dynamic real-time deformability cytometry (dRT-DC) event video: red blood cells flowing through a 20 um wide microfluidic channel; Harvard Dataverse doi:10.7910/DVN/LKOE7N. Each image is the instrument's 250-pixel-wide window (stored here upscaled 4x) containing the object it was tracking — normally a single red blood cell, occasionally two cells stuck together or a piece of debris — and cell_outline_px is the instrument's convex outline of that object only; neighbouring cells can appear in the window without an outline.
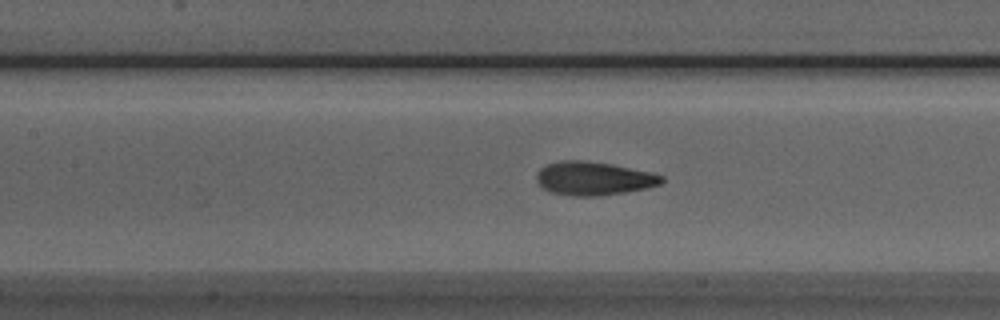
{"species": "Egyptian fruit bat (a non-hibernating species)", "species_latin": "Rousettus aegyptiacus", "temperature_condition": "room temperature", "stored_images_in_passage": 37, "camera_frame_rate_fps": 3000, "um_per_image_px": 0.085, "animal": {"sex": "male"}, "frame": {"image": 1, "passage_image": 8, "time_ms": 2.333, "image_size_px": [1000, 320], "cell_outline_px": [[664, 180], [660, 184], [648, 188], [600, 196], [572, 196], [552, 192], [544, 188], [536, 180], [536, 172], [540, 168], [548, 164], [564, 160], [584, 160], [612, 164], [652, 172], [664, 176]], "centroid_in_image_um": [50.48, 15.16], "position_along_channel_um": 156.9, "area_um2": 24.51}}
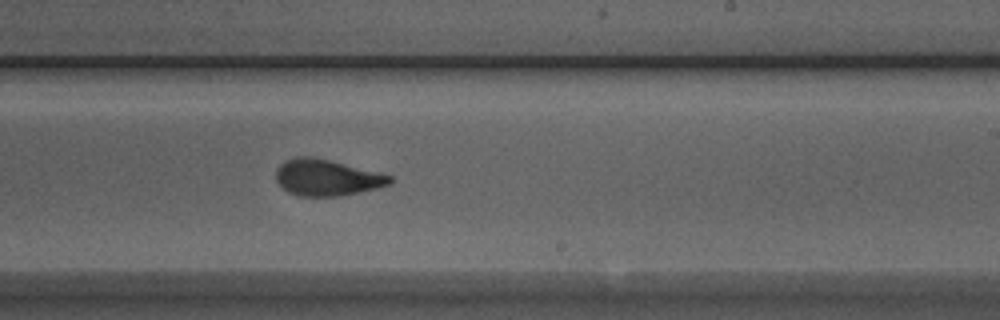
{"frame": {"image": 2, "passage_image": 16, "time_ms": 5.0, "image_size_px": [1000, 320], "cell_outline_px": [[392, 184], [376, 188], [340, 196], [300, 196], [288, 192], [276, 180], [276, 168], [284, 160], [296, 156], [312, 156], [332, 160], [392, 176]], "centroid_in_image_um": [27.75, 15.08], "position_along_channel_um": 261.2, "area_um2": 24.16}}
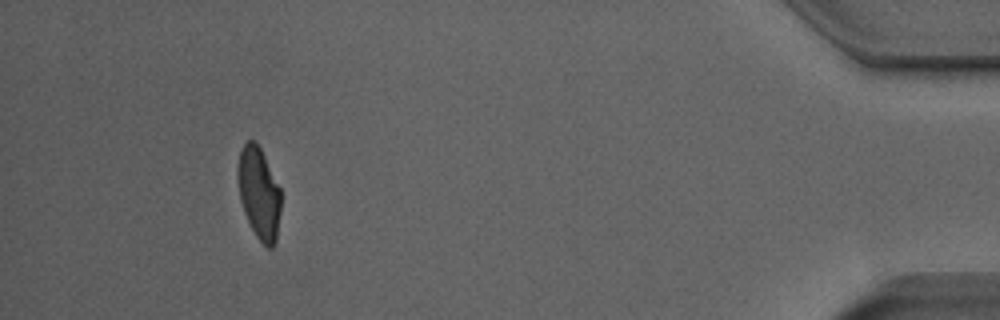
{"frame": {"image": 3, "passage_image": 33, "time_ms": 10.667, "image_size_px": [1000, 320], "cell_outline_px": [[280, 212], [276, 244], [272, 248], [268, 248], [256, 236], [244, 212], [240, 200], [236, 176], [236, 168], [240, 152], [244, 144], [248, 140], [256, 140], [280, 188]], "centroid_in_image_um": [21.99, 16.41], "position_along_channel_um": 413.2, "area_um2": 23.12}, "authors_computed_cell_mechanics": {"area_um2": 24.4494, "velocity_mm_per_s": 3.9234, "shape_relaxation_time_tau1_ms": 4.7397, "shape_relaxation_time_tau2_ms": 1.2136, "deformation_change_tau1": 0.164, "deformation_change_tau2": 0.0647}}